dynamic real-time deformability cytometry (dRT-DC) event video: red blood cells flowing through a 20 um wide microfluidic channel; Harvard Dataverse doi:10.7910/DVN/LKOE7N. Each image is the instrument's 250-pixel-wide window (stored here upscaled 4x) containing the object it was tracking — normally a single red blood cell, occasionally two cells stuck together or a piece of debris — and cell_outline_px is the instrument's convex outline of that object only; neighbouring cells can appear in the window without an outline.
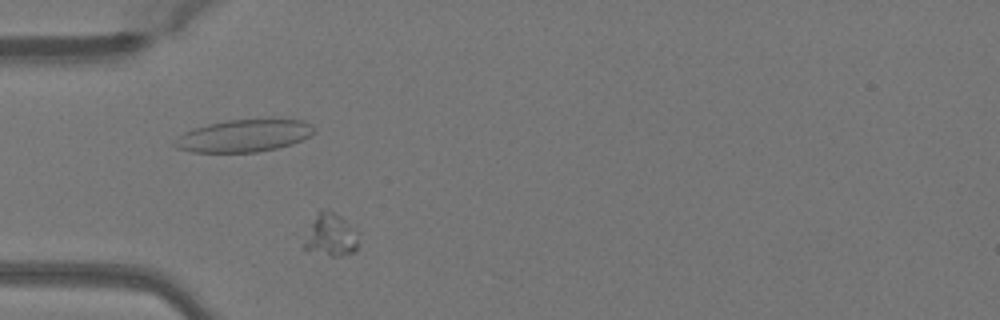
{"species": "Egyptian fruit bat (a non-hibernating species)", "species_latin": "Rousettus aegyptiacus", "temperature_condition": "warm", "stored_images_in_passage": 30, "camera_frame_rate_fps": 3000, "um_per_image_px": 0.085, "animal": {"sex": "female"}, "frame": {"image": 1, "passage_image": 16, "time_ms": 5.0, "image_size_px": [1000, 320], "cell_outline_px": [[356, 252], [340, 256], [328, 256], [304, 248], [304, 244], [312, 224], [320, 208], [328, 208], [340, 216], [352, 228], [356, 240]], "centroid_in_image_um": [28.1, 19.98], "position_along_channel_um": 56.9, "area_um2": 12.83}}
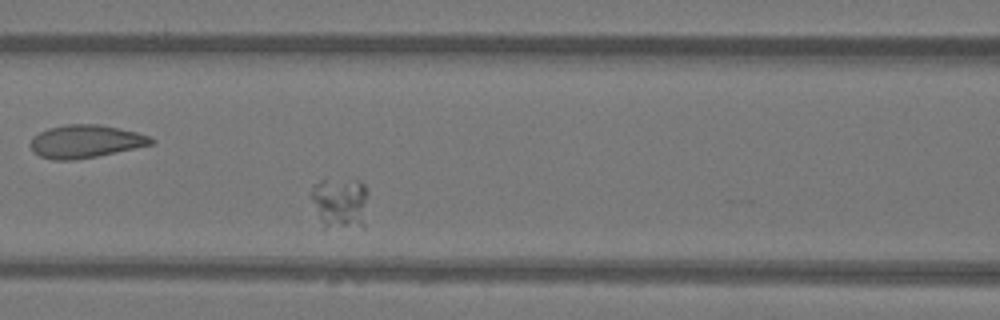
{"frame": {"image": 2, "passage_image": 23, "time_ms": 7.333, "image_size_px": [1000, 320], "cell_outline_px": [[368, 192], [364, 228], [324, 228], [312, 196], [312, 184], [324, 176], [360, 180], [368, 188]], "centroid_in_image_um": [28.96, 17.18], "position_along_channel_um": 137.6, "area_um2": 17.8}}
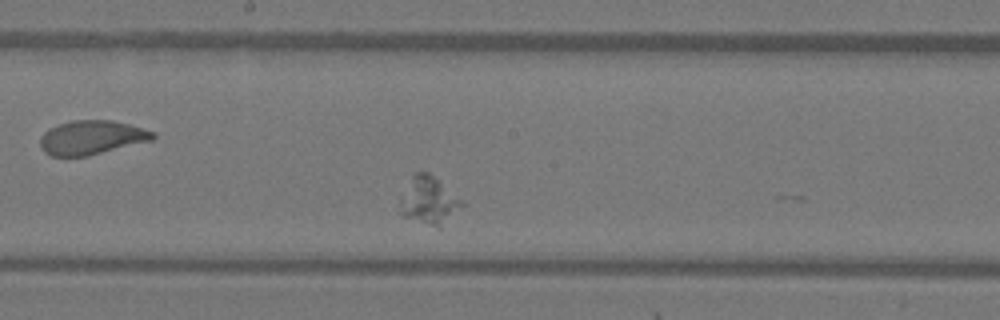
{"frame": {"image": 3, "passage_image": 29, "time_ms": 9.333, "image_size_px": [1000, 320], "cell_outline_px": [[464, 204], [440, 228], [404, 216], [400, 212], [400, 200], [412, 176], [416, 172], [428, 172], [464, 200]], "centroid_in_image_um": [36.48, 17.04], "position_along_channel_um": 211.7, "area_um2": 16.76}}